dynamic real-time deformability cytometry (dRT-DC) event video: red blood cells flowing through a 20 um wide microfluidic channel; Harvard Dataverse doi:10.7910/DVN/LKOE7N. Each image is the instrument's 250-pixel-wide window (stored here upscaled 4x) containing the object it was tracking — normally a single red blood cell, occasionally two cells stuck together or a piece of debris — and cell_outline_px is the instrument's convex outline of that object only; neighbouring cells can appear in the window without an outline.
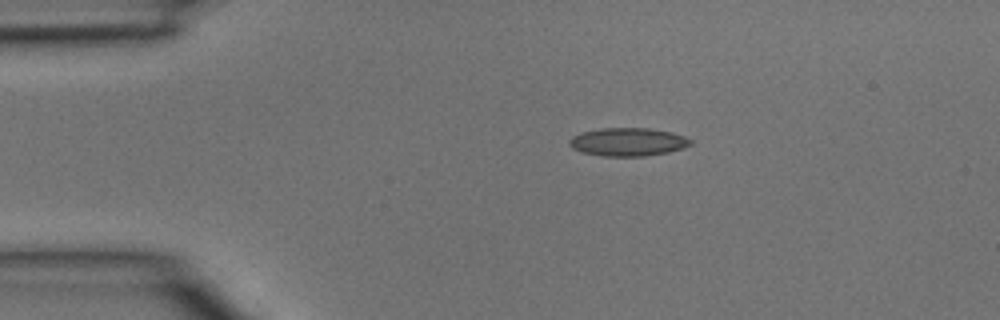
{"species": "common noctule bat (a hibernating species)", "species_latin": "Nyctalus noctula", "temperature_condition": "room temperature", "stored_images_in_passage": 3, "camera_frame_rate_fps": 3000, "um_per_image_px": 0.085, "animal": {"sex": "male", "body_mass_g": 15.6}, "frame": {"image": 1, "passage_image": 2, "time_ms": 0.333, "image_size_px": [1000, 320], "cell_outline_px": [[692, 144], [684, 148], [668, 152], [644, 156], [600, 156], [580, 152], [572, 148], [568, 144], [568, 140], [572, 136], [580, 132], [600, 128], [648, 128], [672, 132], [684, 136], [692, 140]], "centroid_in_image_um": [53.34, 12.06], "position_along_channel_um": 31.7, "area_um2": 20.17}}